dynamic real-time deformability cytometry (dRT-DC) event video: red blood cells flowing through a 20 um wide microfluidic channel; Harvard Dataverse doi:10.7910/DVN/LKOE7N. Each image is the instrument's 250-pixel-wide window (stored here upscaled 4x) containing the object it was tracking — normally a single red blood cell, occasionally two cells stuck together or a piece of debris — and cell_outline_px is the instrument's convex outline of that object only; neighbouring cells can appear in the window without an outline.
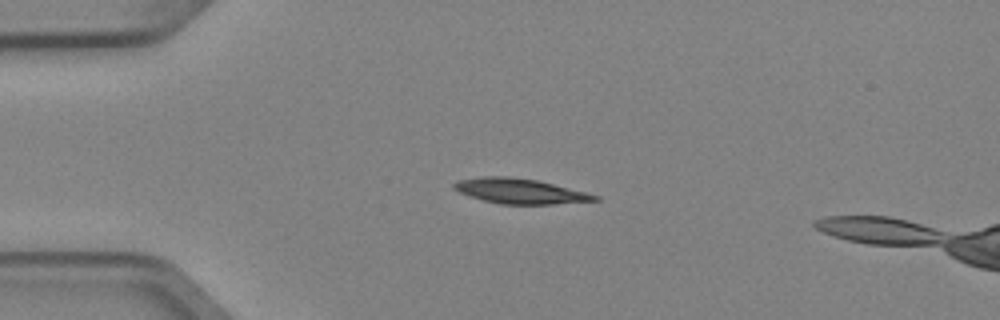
{"species": "Egyptian fruit bat (a non-hibernating species)", "species_latin": "Rousettus aegyptiacus", "temperature_condition": "cold", "stored_images_in_passage": 3, "camera_frame_rate_fps": 3000, "um_per_image_px": 0.085, "animal": {"sex": "female"}, "frame": {"image": 1, "passage_image": 2, "time_ms": 0.333, "image_size_px": [1000, 320], "cell_outline_px": [[600, 200], [552, 204], [500, 204], [468, 196], [452, 188], [452, 184], [456, 180], [480, 176], [508, 176], [536, 180], [588, 192], [600, 196]], "centroid_in_image_um": [44.17, 16.23], "position_along_channel_um": 40.8, "area_um2": 20.69}}